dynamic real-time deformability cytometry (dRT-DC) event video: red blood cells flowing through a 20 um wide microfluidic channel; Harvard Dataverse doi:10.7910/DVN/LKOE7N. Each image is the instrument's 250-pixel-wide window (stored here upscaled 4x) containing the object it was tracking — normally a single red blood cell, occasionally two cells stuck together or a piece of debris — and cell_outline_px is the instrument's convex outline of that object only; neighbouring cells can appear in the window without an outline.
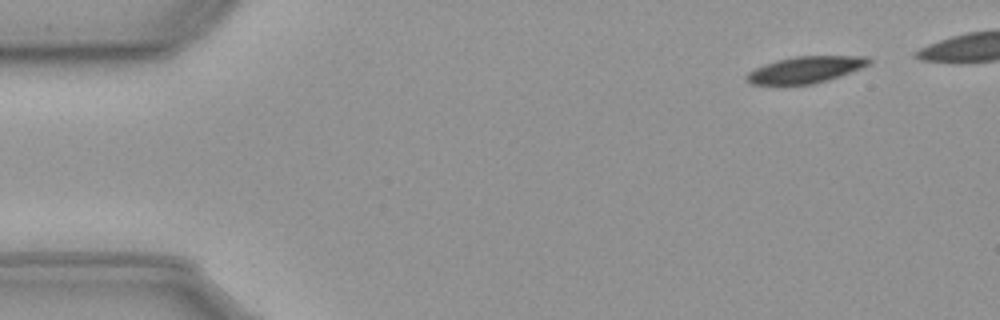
{"species": "common noctule bat (a hibernating species)", "species_latin": "Nyctalus noctula", "temperature_condition": "cold", "stored_images_in_passage": 46, "camera_frame_rate_fps": 3000, "um_per_image_px": 0.085, "animal": {"sex": "male", "body_mass_g": 23.1, "forearm_length_mm": 52.7}, "frame": {"image": 1, "passage_image": 1, "time_ms": 0.0, "image_size_px": [1000, 320], "cell_outline_px": [[872, 60], [868, 64], [860, 68], [828, 80], [812, 84], [752, 84], [744, 80], [744, 76], [748, 72], [764, 64], [776, 60], [796, 56], [868, 56]], "centroid_in_image_um": [68.43, 5.92], "position_along_channel_um": 16.6, "area_um2": 18.79}}
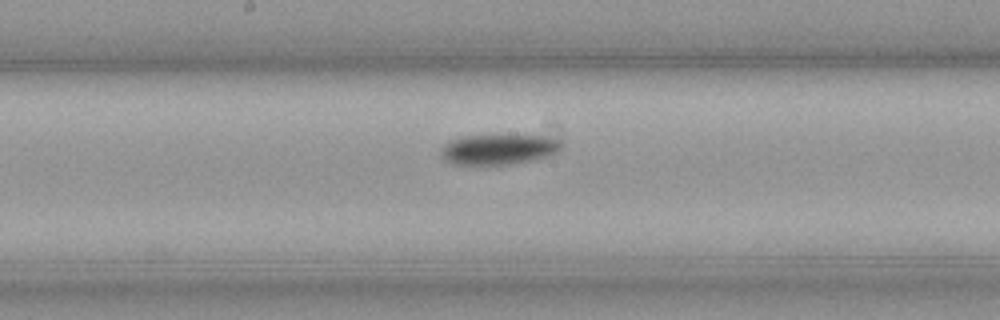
{"frame": {"image": 2, "passage_image": 25, "time_ms": 8.0, "image_size_px": [1000, 320], "cell_outline_px": [[560, 148], [556, 152], [548, 156], [532, 160], [508, 164], [456, 164], [448, 160], [444, 156], [444, 144], [448, 140], [464, 136], [540, 136], [560, 140]], "centroid_in_image_um": [42.4, 12.69], "position_along_channel_um": 205.8, "area_um2": 20.46}}
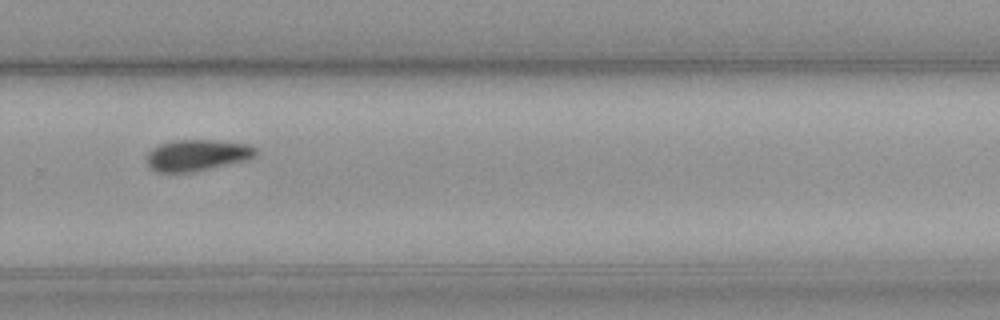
{"frame": {"image": 3, "passage_image": 34, "time_ms": 11.0, "image_size_px": [1000, 320], "cell_outline_px": [[256, 156], [244, 160], [192, 172], [156, 172], [148, 164], [148, 152], [152, 148], [160, 144], [172, 140], [212, 140], [248, 144], [256, 148]], "centroid_in_image_um": [16.74, 13.18], "position_along_channel_um": 313.1, "area_um2": 19.59}, "authors_computed_cell_mechanics": {"area_um2": 20.3745, "velocity_mm_per_s": 3.591, "shape_relaxation_time_tau1_ms": 5.0321, "shape_relaxation_time_tau2_ms": null, "deformation_change_tau1": 0.0979, "deformation_change_tau2": null}}